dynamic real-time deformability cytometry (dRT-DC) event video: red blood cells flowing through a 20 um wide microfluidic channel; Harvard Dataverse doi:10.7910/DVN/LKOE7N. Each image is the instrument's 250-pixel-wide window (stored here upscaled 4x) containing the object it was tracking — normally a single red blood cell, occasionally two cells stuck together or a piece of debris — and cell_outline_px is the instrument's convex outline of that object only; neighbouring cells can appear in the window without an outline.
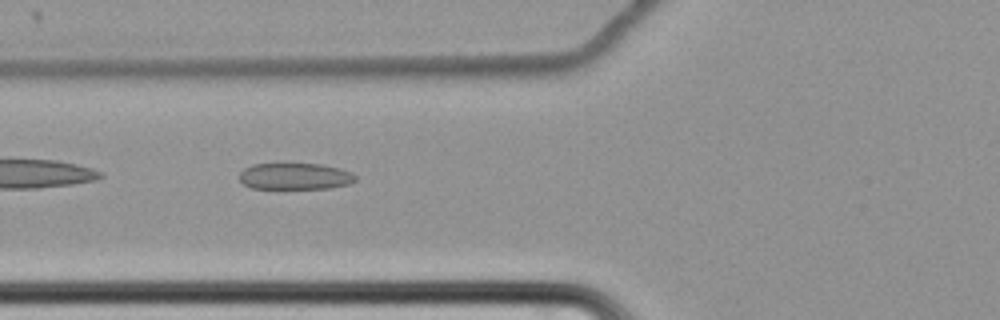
{"species": "common noctule bat (a hibernating species)", "species_latin": "Nyctalus noctula", "temperature_condition": "cold", "stored_images_in_passage": 40, "camera_frame_rate_fps": 3000, "um_per_image_px": 0.085, "animal": {"sex": "female", "body_mass_g": 22.7, "forearm_length_mm": 54.2}, "frame": {"image": 1, "passage_image": 4, "time_ms": 1.0, "image_size_px": [1000, 320], "cell_outline_px": [[356, 180], [348, 184], [328, 188], [252, 188], [244, 184], [240, 180], [240, 172], [244, 168], [252, 164], [324, 164], [340, 168], [352, 172], [356, 176]], "centroid_in_image_um": [25.09, 14.97], "position_along_channel_um": 100.7, "area_um2": 17.86}}
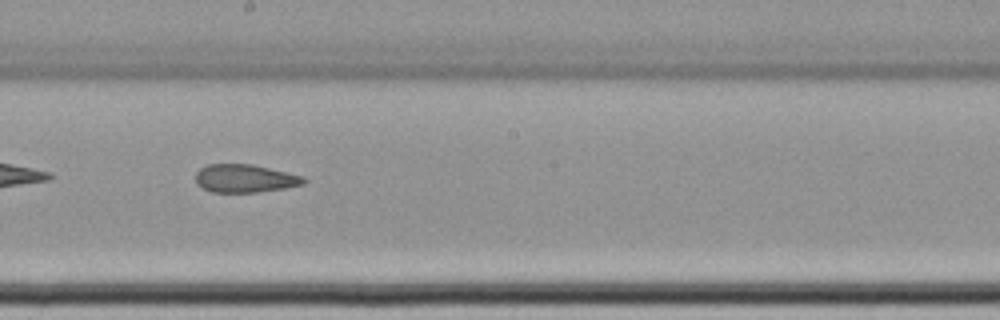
{"frame": {"image": 2, "passage_image": 15, "time_ms": 4.667, "image_size_px": [1000, 320], "cell_outline_px": [[308, 180], [304, 184], [284, 188], [256, 192], [212, 192], [196, 184], [196, 172], [200, 168], [208, 164], [252, 164], [304, 176]], "centroid_in_image_um": [20.83, 15.16], "position_along_channel_um": 227.4, "area_um2": 17.69}}
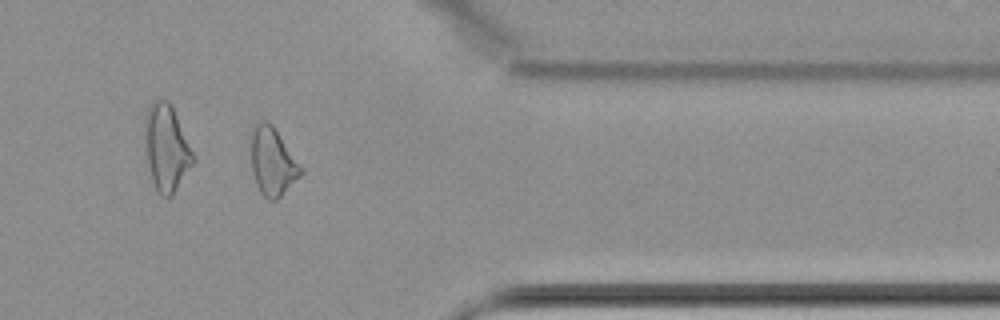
{"frame": {"image": 3, "passage_image": 30, "time_ms": 9.667, "image_size_px": [1000, 320], "cell_outline_px": [[304, 172], [276, 200], [268, 200], [260, 192], [256, 184], [252, 172], [252, 132], [256, 124], [264, 120], [268, 120], [272, 124], [304, 168]], "centroid_in_image_um": [23.2, 13.74], "position_along_channel_um": 388.2, "area_um2": 19.59}, "authors_computed_cell_mechanics": {"area_um2": 18.9295, "velocity_mm_per_s": 3.4535, "shape_relaxation_time_tau1_ms": null, "shape_relaxation_time_tau2_ms": 3.4272, "deformation_change_tau1": null, "deformation_change_tau2": 0.1128}}